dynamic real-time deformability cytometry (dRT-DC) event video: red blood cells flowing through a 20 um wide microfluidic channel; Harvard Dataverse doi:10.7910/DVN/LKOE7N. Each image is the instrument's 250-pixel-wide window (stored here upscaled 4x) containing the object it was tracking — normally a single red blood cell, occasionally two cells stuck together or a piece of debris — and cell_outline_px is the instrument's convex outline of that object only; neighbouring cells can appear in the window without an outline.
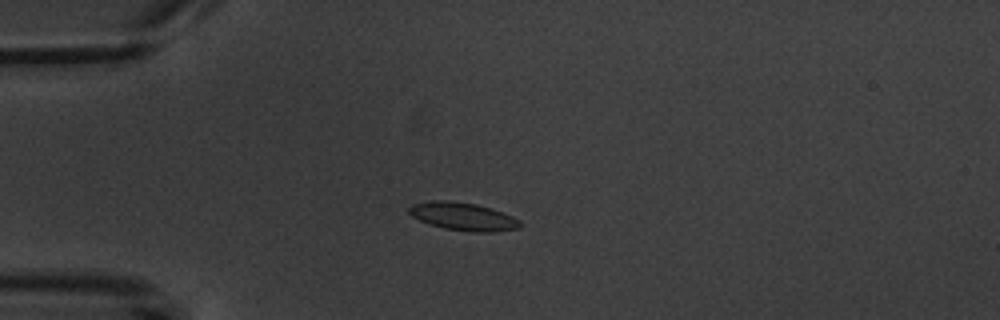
{"species": "common noctule bat (a hibernating species)", "species_latin": "Nyctalus noctula", "temperature_condition": "warm", "stored_images_in_passage": 5, "camera_frame_rate_fps": 3000, "um_per_image_px": 0.085, "animal": {"sex": "male", "body_mass_g": 20.1, "forearm_length_mm": 53.5}, "frame": {"image": 1, "passage_image": 5, "time_ms": 4.667, "image_size_px": [1000, 320], "cell_outline_px": [[520, 228], [492, 232], [472, 232], [444, 228], [428, 224], [412, 216], [408, 212], [408, 208], [412, 204], [432, 200], [444, 200], [476, 204], [492, 208], [504, 212], [520, 220]], "centroid_in_image_um": [39.36, 18.4], "position_along_channel_um": 45.6, "area_um2": 18.15}}